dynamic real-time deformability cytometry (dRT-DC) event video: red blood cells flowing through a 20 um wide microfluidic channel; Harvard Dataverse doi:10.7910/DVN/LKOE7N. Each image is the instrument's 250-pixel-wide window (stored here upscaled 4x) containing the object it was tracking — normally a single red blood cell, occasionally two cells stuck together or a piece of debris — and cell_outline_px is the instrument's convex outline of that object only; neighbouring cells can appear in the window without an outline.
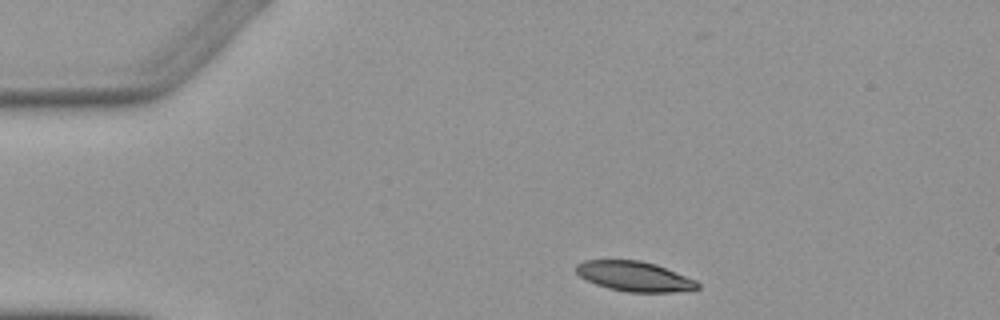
{"species": "Egyptian fruit bat (a non-hibernating species)", "species_latin": "Rousettus aegyptiacus", "temperature_condition": "warm", "stored_images_in_passage": 2, "camera_frame_rate_fps": 3000, "um_per_image_px": 0.085, "animal": {"sex": "female"}, "frame": {"image": 1, "passage_image": 1, "time_ms": 0.0, "image_size_px": [1000, 320], "cell_outline_px": [[700, 288], [672, 292], [628, 292], [608, 288], [596, 284], [580, 276], [576, 272], [576, 264], [584, 260], [640, 260], [656, 264], [696, 280], [700, 284]], "centroid_in_image_um": [53.93, 23.48], "position_along_channel_um": 31.1, "area_um2": 21.1}}